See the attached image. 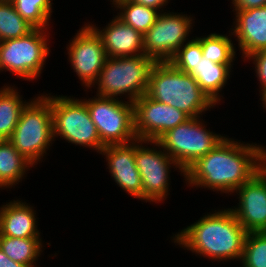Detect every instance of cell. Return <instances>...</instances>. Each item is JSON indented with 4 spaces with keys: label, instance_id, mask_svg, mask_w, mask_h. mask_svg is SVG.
Segmentation results:
<instances>
[{
    "label": "cell",
    "instance_id": "obj_1",
    "mask_svg": "<svg viewBox=\"0 0 266 267\" xmlns=\"http://www.w3.org/2000/svg\"><path fill=\"white\" fill-rule=\"evenodd\" d=\"M266 146L224 138L185 171L189 186L232 194L266 165Z\"/></svg>",
    "mask_w": 266,
    "mask_h": 267
},
{
    "label": "cell",
    "instance_id": "obj_2",
    "mask_svg": "<svg viewBox=\"0 0 266 267\" xmlns=\"http://www.w3.org/2000/svg\"><path fill=\"white\" fill-rule=\"evenodd\" d=\"M214 212L173 235L174 243L209 260H241L246 230L230 208Z\"/></svg>",
    "mask_w": 266,
    "mask_h": 267
},
{
    "label": "cell",
    "instance_id": "obj_3",
    "mask_svg": "<svg viewBox=\"0 0 266 267\" xmlns=\"http://www.w3.org/2000/svg\"><path fill=\"white\" fill-rule=\"evenodd\" d=\"M145 94L183 111L190 118L200 117L216 105L193 75L176 69L170 62H156L153 65Z\"/></svg>",
    "mask_w": 266,
    "mask_h": 267
},
{
    "label": "cell",
    "instance_id": "obj_4",
    "mask_svg": "<svg viewBox=\"0 0 266 267\" xmlns=\"http://www.w3.org/2000/svg\"><path fill=\"white\" fill-rule=\"evenodd\" d=\"M156 62L145 54L108 57L97 81V96L119 98L121 94L134 102L147 91L149 76ZM128 94V95H127Z\"/></svg>",
    "mask_w": 266,
    "mask_h": 267
},
{
    "label": "cell",
    "instance_id": "obj_5",
    "mask_svg": "<svg viewBox=\"0 0 266 267\" xmlns=\"http://www.w3.org/2000/svg\"><path fill=\"white\" fill-rule=\"evenodd\" d=\"M46 95L35 97L24 107L9 139L33 165L42 160L54 141L51 96Z\"/></svg>",
    "mask_w": 266,
    "mask_h": 267
},
{
    "label": "cell",
    "instance_id": "obj_6",
    "mask_svg": "<svg viewBox=\"0 0 266 267\" xmlns=\"http://www.w3.org/2000/svg\"><path fill=\"white\" fill-rule=\"evenodd\" d=\"M200 117L190 118L161 135L156 142L185 172L200 157L212 151L225 136L209 129Z\"/></svg>",
    "mask_w": 266,
    "mask_h": 267
},
{
    "label": "cell",
    "instance_id": "obj_7",
    "mask_svg": "<svg viewBox=\"0 0 266 267\" xmlns=\"http://www.w3.org/2000/svg\"><path fill=\"white\" fill-rule=\"evenodd\" d=\"M51 109L54 139L60 136L68 143L89 147L99 153L105 147L82 99L51 96Z\"/></svg>",
    "mask_w": 266,
    "mask_h": 267
},
{
    "label": "cell",
    "instance_id": "obj_8",
    "mask_svg": "<svg viewBox=\"0 0 266 267\" xmlns=\"http://www.w3.org/2000/svg\"><path fill=\"white\" fill-rule=\"evenodd\" d=\"M47 29H34L26 36L0 42V71L34 80L40 76L49 55Z\"/></svg>",
    "mask_w": 266,
    "mask_h": 267
},
{
    "label": "cell",
    "instance_id": "obj_9",
    "mask_svg": "<svg viewBox=\"0 0 266 267\" xmlns=\"http://www.w3.org/2000/svg\"><path fill=\"white\" fill-rule=\"evenodd\" d=\"M83 101L104 146L128 144L137 139L134 132L133 102L97 95Z\"/></svg>",
    "mask_w": 266,
    "mask_h": 267
},
{
    "label": "cell",
    "instance_id": "obj_10",
    "mask_svg": "<svg viewBox=\"0 0 266 267\" xmlns=\"http://www.w3.org/2000/svg\"><path fill=\"white\" fill-rule=\"evenodd\" d=\"M146 143L156 147L148 148L142 145ZM159 149L160 145L156 141L135 140V164L142 179L143 200L146 202L158 203L167 198L171 167L175 166L174 168H178L185 176L179 165L162 148Z\"/></svg>",
    "mask_w": 266,
    "mask_h": 267
},
{
    "label": "cell",
    "instance_id": "obj_11",
    "mask_svg": "<svg viewBox=\"0 0 266 267\" xmlns=\"http://www.w3.org/2000/svg\"><path fill=\"white\" fill-rule=\"evenodd\" d=\"M192 17L159 13L155 23L143 34L144 53L155 62H169L191 33Z\"/></svg>",
    "mask_w": 266,
    "mask_h": 267
},
{
    "label": "cell",
    "instance_id": "obj_12",
    "mask_svg": "<svg viewBox=\"0 0 266 267\" xmlns=\"http://www.w3.org/2000/svg\"><path fill=\"white\" fill-rule=\"evenodd\" d=\"M133 117L135 135L143 141H156L165 132L190 119L183 111L146 94L133 102Z\"/></svg>",
    "mask_w": 266,
    "mask_h": 267
},
{
    "label": "cell",
    "instance_id": "obj_13",
    "mask_svg": "<svg viewBox=\"0 0 266 267\" xmlns=\"http://www.w3.org/2000/svg\"><path fill=\"white\" fill-rule=\"evenodd\" d=\"M69 43L68 57L74 72L82 85L92 88L108 58L101 38L90 24H84Z\"/></svg>",
    "mask_w": 266,
    "mask_h": 267
},
{
    "label": "cell",
    "instance_id": "obj_14",
    "mask_svg": "<svg viewBox=\"0 0 266 267\" xmlns=\"http://www.w3.org/2000/svg\"><path fill=\"white\" fill-rule=\"evenodd\" d=\"M235 191L239 205L230 210L238 222L247 233L266 231V165Z\"/></svg>",
    "mask_w": 266,
    "mask_h": 267
},
{
    "label": "cell",
    "instance_id": "obj_15",
    "mask_svg": "<svg viewBox=\"0 0 266 267\" xmlns=\"http://www.w3.org/2000/svg\"><path fill=\"white\" fill-rule=\"evenodd\" d=\"M100 154L106 156L108 169L115 183L134 198L143 200V185L135 164V141L107 145Z\"/></svg>",
    "mask_w": 266,
    "mask_h": 267
},
{
    "label": "cell",
    "instance_id": "obj_16",
    "mask_svg": "<svg viewBox=\"0 0 266 267\" xmlns=\"http://www.w3.org/2000/svg\"><path fill=\"white\" fill-rule=\"evenodd\" d=\"M235 11L236 22L230 33L237 37L245 60L257 51L266 50V6Z\"/></svg>",
    "mask_w": 266,
    "mask_h": 267
},
{
    "label": "cell",
    "instance_id": "obj_17",
    "mask_svg": "<svg viewBox=\"0 0 266 267\" xmlns=\"http://www.w3.org/2000/svg\"><path fill=\"white\" fill-rule=\"evenodd\" d=\"M113 18L102 30L96 25H90L101 38L107 57L145 54L143 35L125 24L119 17Z\"/></svg>",
    "mask_w": 266,
    "mask_h": 267
},
{
    "label": "cell",
    "instance_id": "obj_18",
    "mask_svg": "<svg viewBox=\"0 0 266 267\" xmlns=\"http://www.w3.org/2000/svg\"><path fill=\"white\" fill-rule=\"evenodd\" d=\"M19 200H11L0 207V236L16 238H40L33 206Z\"/></svg>",
    "mask_w": 266,
    "mask_h": 267
},
{
    "label": "cell",
    "instance_id": "obj_19",
    "mask_svg": "<svg viewBox=\"0 0 266 267\" xmlns=\"http://www.w3.org/2000/svg\"><path fill=\"white\" fill-rule=\"evenodd\" d=\"M232 64H217L208 59L202 58L198 66L191 73L201 89L215 103H220L223 87L230 79ZM229 78V79H228Z\"/></svg>",
    "mask_w": 266,
    "mask_h": 267
},
{
    "label": "cell",
    "instance_id": "obj_20",
    "mask_svg": "<svg viewBox=\"0 0 266 267\" xmlns=\"http://www.w3.org/2000/svg\"><path fill=\"white\" fill-rule=\"evenodd\" d=\"M30 167H33V164L21 155L9 140H0L1 189L15 187Z\"/></svg>",
    "mask_w": 266,
    "mask_h": 267
},
{
    "label": "cell",
    "instance_id": "obj_21",
    "mask_svg": "<svg viewBox=\"0 0 266 267\" xmlns=\"http://www.w3.org/2000/svg\"><path fill=\"white\" fill-rule=\"evenodd\" d=\"M17 91L8 85L0 89V140L11 138L22 110L30 102H23Z\"/></svg>",
    "mask_w": 266,
    "mask_h": 267
},
{
    "label": "cell",
    "instance_id": "obj_22",
    "mask_svg": "<svg viewBox=\"0 0 266 267\" xmlns=\"http://www.w3.org/2000/svg\"><path fill=\"white\" fill-rule=\"evenodd\" d=\"M41 238H16L0 236V249L13 261L35 267L43 246Z\"/></svg>",
    "mask_w": 266,
    "mask_h": 267
},
{
    "label": "cell",
    "instance_id": "obj_23",
    "mask_svg": "<svg viewBox=\"0 0 266 267\" xmlns=\"http://www.w3.org/2000/svg\"><path fill=\"white\" fill-rule=\"evenodd\" d=\"M114 5L116 9H120L117 17L142 35L155 23L160 13L154 8L135 3L131 0H119Z\"/></svg>",
    "mask_w": 266,
    "mask_h": 267
},
{
    "label": "cell",
    "instance_id": "obj_24",
    "mask_svg": "<svg viewBox=\"0 0 266 267\" xmlns=\"http://www.w3.org/2000/svg\"><path fill=\"white\" fill-rule=\"evenodd\" d=\"M226 35L211 33L196 39L201 43L203 58L217 64H232L236 55L233 41Z\"/></svg>",
    "mask_w": 266,
    "mask_h": 267
},
{
    "label": "cell",
    "instance_id": "obj_25",
    "mask_svg": "<svg viewBox=\"0 0 266 267\" xmlns=\"http://www.w3.org/2000/svg\"><path fill=\"white\" fill-rule=\"evenodd\" d=\"M34 29L17 13L10 0H0V42L26 36Z\"/></svg>",
    "mask_w": 266,
    "mask_h": 267
},
{
    "label": "cell",
    "instance_id": "obj_26",
    "mask_svg": "<svg viewBox=\"0 0 266 267\" xmlns=\"http://www.w3.org/2000/svg\"><path fill=\"white\" fill-rule=\"evenodd\" d=\"M17 13L35 29H47L51 18L52 0H10ZM47 26V27H46Z\"/></svg>",
    "mask_w": 266,
    "mask_h": 267
},
{
    "label": "cell",
    "instance_id": "obj_27",
    "mask_svg": "<svg viewBox=\"0 0 266 267\" xmlns=\"http://www.w3.org/2000/svg\"><path fill=\"white\" fill-rule=\"evenodd\" d=\"M242 267H266V231L246 234Z\"/></svg>",
    "mask_w": 266,
    "mask_h": 267
},
{
    "label": "cell",
    "instance_id": "obj_28",
    "mask_svg": "<svg viewBox=\"0 0 266 267\" xmlns=\"http://www.w3.org/2000/svg\"><path fill=\"white\" fill-rule=\"evenodd\" d=\"M201 43L193 37L182 45L169 61L176 69L191 74L203 58Z\"/></svg>",
    "mask_w": 266,
    "mask_h": 267
},
{
    "label": "cell",
    "instance_id": "obj_29",
    "mask_svg": "<svg viewBox=\"0 0 266 267\" xmlns=\"http://www.w3.org/2000/svg\"><path fill=\"white\" fill-rule=\"evenodd\" d=\"M253 60L255 64V72L258 81H260V89L262 95L266 92V50L257 51L249 56L246 57V60Z\"/></svg>",
    "mask_w": 266,
    "mask_h": 267
},
{
    "label": "cell",
    "instance_id": "obj_30",
    "mask_svg": "<svg viewBox=\"0 0 266 267\" xmlns=\"http://www.w3.org/2000/svg\"><path fill=\"white\" fill-rule=\"evenodd\" d=\"M234 10H248L266 6V0H232Z\"/></svg>",
    "mask_w": 266,
    "mask_h": 267
},
{
    "label": "cell",
    "instance_id": "obj_31",
    "mask_svg": "<svg viewBox=\"0 0 266 267\" xmlns=\"http://www.w3.org/2000/svg\"><path fill=\"white\" fill-rule=\"evenodd\" d=\"M135 3L154 8L160 12V9L169 3V0H131Z\"/></svg>",
    "mask_w": 266,
    "mask_h": 267
},
{
    "label": "cell",
    "instance_id": "obj_32",
    "mask_svg": "<svg viewBox=\"0 0 266 267\" xmlns=\"http://www.w3.org/2000/svg\"><path fill=\"white\" fill-rule=\"evenodd\" d=\"M0 267H28L27 265H23L17 263L10 259L1 249H0Z\"/></svg>",
    "mask_w": 266,
    "mask_h": 267
},
{
    "label": "cell",
    "instance_id": "obj_33",
    "mask_svg": "<svg viewBox=\"0 0 266 267\" xmlns=\"http://www.w3.org/2000/svg\"><path fill=\"white\" fill-rule=\"evenodd\" d=\"M261 97H262L261 101H262V104H263L262 107H264L266 109V92H264Z\"/></svg>",
    "mask_w": 266,
    "mask_h": 267
},
{
    "label": "cell",
    "instance_id": "obj_34",
    "mask_svg": "<svg viewBox=\"0 0 266 267\" xmlns=\"http://www.w3.org/2000/svg\"><path fill=\"white\" fill-rule=\"evenodd\" d=\"M117 1H119V0H111L110 2H112V4L114 5Z\"/></svg>",
    "mask_w": 266,
    "mask_h": 267
}]
</instances>
